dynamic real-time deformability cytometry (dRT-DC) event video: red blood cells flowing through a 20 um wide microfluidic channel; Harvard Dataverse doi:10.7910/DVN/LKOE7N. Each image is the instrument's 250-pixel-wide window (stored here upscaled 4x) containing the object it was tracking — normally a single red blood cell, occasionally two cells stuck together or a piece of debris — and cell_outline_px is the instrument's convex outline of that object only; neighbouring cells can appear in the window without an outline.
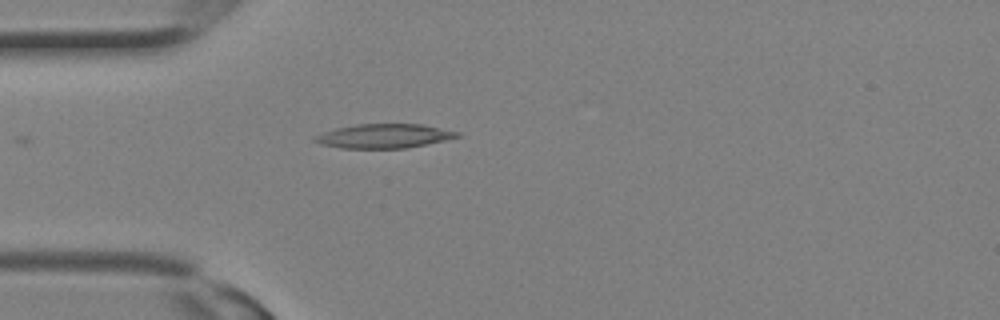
{"species": "Egyptian fruit bat (a non-hibernating species)", "species_latin": "Rousettus aegyptiacus", "temperature_condition": "room temperature", "stored_images_in_passage": 7, "camera_frame_rate_fps": 3000, "um_per_image_px": 0.085, "animal": {"sex": "female"}, "frame": {"image": 1, "passage_image": 1, "time_ms": 0.0, "image_size_px": [1000, 320], "cell_outline_px": [[460, 136], [444, 140], [404, 148], [340, 148], [320, 144], [312, 140], [312, 136], [336, 128], [356, 124], [420, 124], [460, 132]], "centroid_in_image_um": [32.57, 11.56], "position_along_channel_um": 52.4, "area_um2": 19.88}}
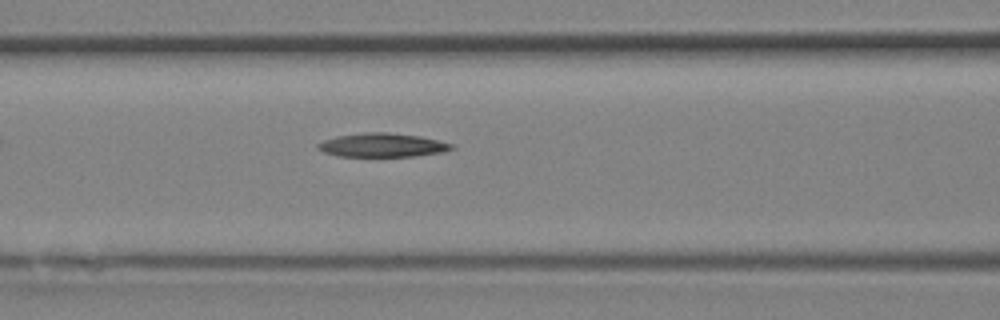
{"frame": {"image": 2, "passage_image": 5, "time_ms": 1.333, "image_size_px": [1000, 320], "cell_outline_px": [[456, 148], [444, 152], [412, 156], [336, 156], [324, 152], [316, 148], [316, 144], [324, 140], [336, 136], [364, 132], [388, 132], [420, 136], [452, 144]], "centroid_in_image_um": [32.47, 12.33], "position_along_channel_um": 134.1, "area_um2": 18.55}}
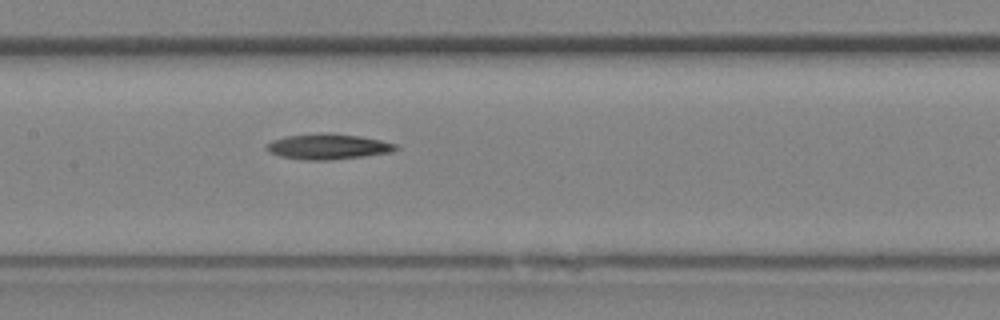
{"frame": {"image": 3, "passage_image": 7, "time_ms": 2.0, "image_size_px": [1000, 320], "cell_outline_px": [[400, 148], [392, 152], [364, 156], [332, 160], [308, 160], [280, 156], [272, 152], [268, 148], [268, 144], [272, 140], [284, 136], [320, 132], [332, 132], [360, 136], [380, 140], [396, 144]], "centroid_in_image_um": [27.93, 12.44], "position_along_channel_um": 179.5, "area_um2": 19.25}}